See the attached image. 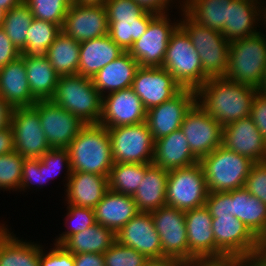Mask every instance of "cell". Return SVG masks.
I'll return each mask as SVG.
<instances>
[{
  "mask_svg": "<svg viewBox=\"0 0 266 266\" xmlns=\"http://www.w3.org/2000/svg\"><path fill=\"white\" fill-rule=\"evenodd\" d=\"M138 62L124 52L114 61L103 67L93 78V84L103 97L105 93L122 90L132 86Z\"/></svg>",
  "mask_w": 266,
  "mask_h": 266,
  "instance_id": "f546056e",
  "label": "cell"
},
{
  "mask_svg": "<svg viewBox=\"0 0 266 266\" xmlns=\"http://www.w3.org/2000/svg\"><path fill=\"white\" fill-rule=\"evenodd\" d=\"M11 234L5 225H0V266H40L42 246Z\"/></svg>",
  "mask_w": 266,
  "mask_h": 266,
  "instance_id": "d6a6232c",
  "label": "cell"
},
{
  "mask_svg": "<svg viewBox=\"0 0 266 266\" xmlns=\"http://www.w3.org/2000/svg\"><path fill=\"white\" fill-rule=\"evenodd\" d=\"M196 103V90L183 88L170 100L146 111V123L155 140L181 128L185 114Z\"/></svg>",
  "mask_w": 266,
  "mask_h": 266,
  "instance_id": "2e32d148",
  "label": "cell"
},
{
  "mask_svg": "<svg viewBox=\"0 0 266 266\" xmlns=\"http://www.w3.org/2000/svg\"><path fill=\"white\" fill-rule=\"evenodd\" d=\"M16 151L0 155V189L17 191L22 178L23 161Z\"/></svg>",
  "mask_w": 266,
  "mask_h": 266,
  "instance_id": "b9f144b4",
  "label": "cell"
},
{
  "mask_svg": "<svg viewBox=\"0 0 266 266\" xmlns=\"http://www.w3.org/2000/svg\"><path fill=\"white\" fill-rule=\"evenodd\" d=\"M72 172L109 177L114 165L111 140L106 127L86 124L68 146Z\"/></svg>",
  "mask_w": 266,
  "mask_h": 266,
  "instance_id": "7a4b0ae2",
  "label": "cell"
},
{
  "mask_svg": "<svg viewBox=\"0 0 266 266\" xmlns=\"http://www.w3.org/2000/svg\"><path fill=\"white\" fill-rule=\"evenodd\" d=\"M145 175V164L114 163L108 177L109 190L133 196Z\"/></svg>",
  "mask_w": 266,
  "mask_h": 266,
  "instance_id": "74e56055",
  "label": "cell"
},
{
  "mask_svg": "<svg viewBox=\"0 0 266 266\" xmlns=\"http://www.w3.org/2000/svg\"><path fill=\"white\" fill-rule=\"evenodd\" d=\"M208 188L200 162L168 173L166 205L190 210L205 205Z\"/></svg>",
  "mask_w": 266,
  "mask_h": 266,
  "instance_id": "ba28073f",
  "label": "cell"
},
{
  "mask_svg": "<svg viewBox=\"0 0 266 266\" xmlns=\"http://www.w3.org/2000/svg\"><path fill=\"white\" fill-rule=\"evenodd\" d=\"M162 67L182 88L197 90L209 79L190 37L180 26L170 36Z\"/></svg>",
  "mask_w": 266,
  "mask_h": 266,
  "instance_id": "8992f818",
  "label": "cell"
},
{
  "mask_svg": "<svg viewBox=\"0 0 266 266\" xmlns=\"http://www.w3.org/2000/svg\"><path fill=\"white\" fill-rule=\"evenodd\" d=\"M45 166L40 162L39 158H25L23 161L22 178L19 190L30 188V185L43 187L46 183Z\"/></svg>",
  "mask_w": 266,
  "mask_h": 266,
  "instance_id": "c3c4849f",
  "label": "cell"
},
{
  "mask_svg": "<svg viewBox=\"0 0 266 266\" xmlns=\"http://www.w3.org/2000/svg\"><path fill=\"white\" fill-rule=\"evenodd\" d=\"M232 0H184L183 11L196 23L221 31L227 21L228 5Z\"/></svg>",
  "mask_w": 266,
  "mask_h": 266,
  "instance_id": "e575fe53",
  "label": "cell"
},
{
  "mask_svg": "<svg viewBox=\"0 0 266 266\" xmlns=\"http://www.w3.org/2000/svg\"><path fill=\"white\" fill-rule=\"evenodd\" d=\"M108 190L107 176L72 172L66 183V201L68 205L94 209Z\"/></svg>",
  "mask_w": 266,
  "mask_h": 266,
  "instance_id": "d4e9b609",
  "label": "cell"
},
{
  "mask_svg": "<svg viewBox=\"0 0 266 266\" xmlns=\"http://www.w3.org/2000/svg\"><path fill=\"white\" fill-rule=\"evenodd\" d=\"M116 241V234L109 228L98 223L70 236L62 246L73 254H103Z\"/></svg>",
  "mask_w": 266,
  "mask_h": 266,
  "instance_id": "836d02e7",
  "label": "cell"
},
{
  "mask_svg": "<svg viewBox=\"0 0 266 266\" xmlns=\"http://www.w3.org/2000/svg\"><path fill=\"white\" fill-rule=\"evenodd\" d=\"M35 19L63 26L73 0H24Z\"/></svg>",
  "mask_w": 266,
  "mask_h": 266,
  "instance_id": "60d3db41",
  "label": "cell"
},
{
  "mask_svg": "<svg viewBox=\"0 0 266 266\" xmlns=\"http://www.w3.org/2000/svg\"><path fill=\"white\" fill-rule=\"evenodd\" d=\"M14 151V140L12 127L0 130V155Z\"/></svg>",
  "mask_w": 266,
  "mask_h": 266,
  "instance_id": "6f0895ef",
  "label": "cell"
},
{
  "mask_svg": "<svg viewBox=\"0 0 266 266\" xmlns=\"http://www.w3.org/2000/svg\"><path fill=\"white\" fill-rule=\"evenodd\" d=\"M244 188L266 205V161L254 162Z\"/></svg>",
  "mask_w": 266,
  "mask_h": 266,
  "instance_id": "7dc6e473",
  "label": "cell"
},
{
  "mask_svg": "<svg viewBox=\"0 0 266 266\" xmlns=\"http://www.w3.org/2000/svg\"><path fill=\"white\" fill-rule=\"evenodd\" d=\"M131 87L146 111L170 100L183 89L163 67H139Z\"/></svg>",
  "mask_w": 266,
  "mask_h": 266,
  "instance_id": "e0dca14e",
  "label": "cell"
},
{
  "mask_svg": "<svg viewBox=\"0 0 266 266\" xmlns=\"http://www.w3.org/2000/svg\"><path fill=\"white\" fill-rule=\"evenodd\" d=\"M199 160L193 155L181 129L154 141L153 164L166 171L191 166Z\"/></svg>",
  "mask_w": 266,
  "mask_h": 266,
  "instance_id": "cb8c5ba5",
  "label": "cell"
},
{
  "mask_svg": "<svg viewBox=\"0 0 266 266\" xmlns=\"http://www.w3.org/2000/svg\"><path fill=\"white\" fill-rule=\"evenodd\" d=\"M32 108L39 114L40 124L51 148H68L86 125L51 100H38Z\"/></svg>",
  "mask_w": 266,
  "mask_h": 266,
  "instance_id": "5bb4252c",
  "label": "cell"
},
{
  "mask_svg": "<svg viewBox=\"0 0 266 266\" xmlns=\"http://www.w3.org/2000/svg\"><path fill=\"white\" fill-rule=\"evenodd\" d=\"M14 151L24 158H40L51 147L40 124L39 114L32 107L14 108L11 114Z\"/></svg>",
  "mask_w": 266,
  "mask_h": 266,
  "instance_id": "9a60e30c",
  "label": "cell"
},
{
  "mask_svg": "<svg viewBox=\"0 0 266 266\" xmlns=\"http://www.w3.org/2000/svg\"><path fill=\"white\" fill-rule=\"evenodd\" d=\"M208 192H228L245 185L254 164L250 158L227 150L223 145L200 161Z\"/></svg>",
  "mask_w": 266,
  "mask_h": 266,
  "instance_id": "5b68a950",
  "label": "cell"
},
{
  "mask_svg": "<svg viewBox=\"0 0 266 266\" xmlns=\"http://www.w3.org/2000/svg\"><path fill=\"white\" fill-rule=\"evenodd\" d=\"M27 80L32 96L38 100H50L54 95L59 74L45 55H24Z\"/></svg>",
  "mask_w": 266,
  "mask_h": 266,
  "instance_id": "1f68e13d",
  "label": "cell"
},
{
  "mask_svg": "<svg viewBox=\"0 0 266 266\" xmlns=\"http://www.w3.org/2000/svg\"><path fill=\"white\" fill-rule=\"evenodd\" d=\"M157 15L146 10L135 20L108 21L109 36L124 52H128Z\"/></svg>",
  "mask_w": 266,
  "mask_h": 266,
  "instance_id": "8d00e7d4",
  "label": "cell"
},
{
  "mask_svg": "<svg viewBox=\"0 0 266 266\" xmlns=\"http://www.w3.org/2000/svg\"><path fill=\"white\" fill-rule=\"evenodd\" d=\"M179 26L188 34L196 49L204 73L209 77H224L228 70L230 42L217 30L206 28L192 20L184 11Z\"/></svg>",
  "mask_w": 266,
  "mask_h": 266,
  "instance_id": "52a82bcc",
  "label": "cell"
},
{
  "mask_svg": "<svg viewBox=\"0 0 266 266\" xmlns=\"http://www.w3.org/2000/svg\"><path fill=\"white\" fill-rule=\"evenodd\" d=\"M192 264L194 266H253L250 260L243 258L196 260Z\"/></svg>",
  "mask_w": 266,
  "mask_h": 266,
  "instance_id": "db71d44e",
  "label": "cell"
},
{
  "mask_svg": "<svg viewBox=\"0 0 266 266\" xmlns=\"http://www.w3.org/2000/svg\"><path fill=\"white\" fill-rule=\"evenodd\" d=\"M0 96L13 108L32 107L37 101L27 80L24 54L0 68Z\"/></svg>",
  "mask_w": 266,
  "mask_h": 266,
  "instance_id": "603a6c76",
  "label": "cell"
},
{
  "mask_svg": "<svg viewBox=\"0 0 266 266\" xmlns=\"http://www.w3.org/2000/svg\"><path fill=\"white\" fill-rule=\"evenodd\" d=\"M74 266H105L104 256L91 252L74 254Z\"/></svg>",
  "mask_w": 266,
  "mask_h": 266,
  "instance_id": "11a10c76",
  "label": "cell"
},
{
  "mask_svg": "<svg viewBox=\"0 0 266 266\" xmlns=\"http://www.w3.org/2000/svg\"><path fill=\"white\" fill-rule=\"evenodd\" d=\"M145 10L156 14H167L172 0H136Z\"/></svg>",
  "mask_w": 266,
  "mask_h": 266,
  "instance_id": "9f6ffc18",
  "label": "cell"
},
{
  "mask_svg": "<svg viewBox=\"0 0 266 266\" xmlns=\"http://www.w3.org/2000/svg\"><path fill=\"white\" fill-rule=\"evenodd\" d=\"M168 173L153 163H145V175L132 196L139 212H152L166 206Z\"/></svg>",
  "mask_w": 266,
  "mask_h": 266,
  "instance_id": "f1b7e54d",
  "label": "cell"
},
{
  "mask_svg": "<svg viewBox=\"0 0 266 266\" xmlns=\"http://www.w3.org/2000/svg\"><path fill=\"white\" fill-rule=\"evenodd\" d=\"M13 107L0 96V130L10 127Z\"/></svg>",
  "mask_w": 266,
  "mask_h": 266,
  "instance_id": "680465c9",
  "label": "cell"
},
{
  "mask_svg": "<svg viewBox=\"0 0 266 266\" xmlns=\"http://www.w3.org/2000/svg\"><path fill=\"white\" fill-rule=\"evenodd\" d=\"M261 7H262V9H260V17H262L261 18V20H264L263 22H264V24L266 23V7L265 8H263L264 6H262V5H260Z\"/></svg>",
  "mask_w": 266,
  "mask_h": 266,
  "instance_id": "a7ac6f4b",
  "label": "cell"
},
{
  "mask_svg": "<svg viewBox=\"0 0 266 266\" xmlns=\"http://www.w3.org/2000/svg\"><path fill=\"white\" fill-rule=\"evenodd\" d=\"M258 4L260 5L258 0L231 1L228 5L227 21L220 31L229 42L258 33L255 30L257 29L256 23L261 21V6Z\"/></svg>",
  "mask_w": 266,
  "mask_h": 266,
  "instance_id": "83f0119b",
  "label": "cell"
},
{
  "mask_svg": "<svg viewBox=\"0 0 266 266\" xmlns=\"http://www.w3.org/2000/svg\"><path fill=\"white\" fill-rule=\"evenodd\" d=\"M182 266H194L192 263H184Z\"/></svg>",
  "mask_w": 266,
  "mask_h": 266,
  "instance_id": "89a4df30",
  "label": "cell"
},
{
  "mask_svg": "<svg viewBox=\"0 0 266 266\" xmlns=\"http://www.w3.org/2000/svg\"><path fill=\"white\" fill-rule=\"evenodd\" d=\"M266 68V36L262 32L230 42L225 78L256 89Z\"/></svg>",
  "mask_w": 266,
  "mask_h": 266,
  "instance_id": "277c9868",
  "label": "cell"
},
{
  "mask_svg": "<svg viewBox=\"0 0 266 266\" xmlns=\"http://www.w3.org/2000/svg\"><path fill=\"white\" fill-rule=\"evenodd\" d=\"M123 53L109 35L80 42L78 75L93 78Z\"/></svg>",
  "mask_w": 266,
  "mask_h": 266,
  "instance_id": "484cf974",
  "label": "cell"
},
{
  "mask_svg": "<svg viewBox=\"0 0 266 266\" xmlns=\"http://www.w3.org/2000/svg\"><path fill=\"white\" fill-rule=\"evenodd\" d=\"M21 56V52L14 46L5 31L0 28V68Z\"/></svg>",
  "mask_w": 266,
  "mask_h": 266,
  "instance_id": "f5cc1de1",
  "label": "cell"
},
{
  "mask_svg": "<svg viewBox=\"0 0 266 266\" xmlns=\"http://www.w3.org/2000/svg\"><path fill=\"white\" fill-rule=\"evenodd\" d=\"M105 266H145L148 258L115 241L104 253Z\"/></svg>",
  "mask_w": 266,
  "mask_h": 266,
  "instance_id": "ee69618b",
  "label": "cell"
},
{
  "mask_svg": "<svg viewBox=\"0 0 266 266\" xmlns=\"http://www.w3.org/2000/svg\"><path fill=\"white\" fill-rule=\"evenodd\" d=\"M40 162L45 166L46 181L60 174L62 166L67 168V182L72 173L68 148H51L40 158ZM54 175V176H53Z\"/></svg>",
  "mask_w": 266,
  "mask_h": 266,
  "instance_id": "f6af8a7d",
  "label": "cell"
},
{
  "mask_svg": "<svg viewBox=\"0 0 266 266\" xmlns=\"http://www.w3.org/2000/svg\"><path fill=\"white\" fill-rule=\"evenodd\" d=\"M250 118L266 140V96L259 92L252 101Z\"/></svg>",
  "mask_w": 266,
  "mask_h": 266,
  "instance_id": "816d5d0a",
  "label": "cell"
},
{
  "mask_svg": "<svg viewBox=\"0 0 266 266\" xmlns=\"http://www.w3.org/2000/svg\"><path fill=\"white\" fill-rule=\"evenodd\" d=\"M104 6L108 21L135 20L146 11L136 0H108Z\"/></svg>",
  "mask_w": 266,
  "mask_h": 266,
  "instance_id": "bcb514c9",
  "label": "cell"
},
{
  "mask_svg": "<svg viewBox=\"0 0 266 266\" xmlns=\"http://www.w3.org/2000/svg\"><path fill=\"white\" fill-rule=\"evenodd\" d=\"M24 0H0V8L6 12L21 4Z\"/></svg>",
  "mask_w": 266,
  "mask_h": 266,
  "instance_id": "6125c7cd",
  "label": "cell"
},
{
  "mask_svg": "<svg viewBox=\"0 0 266 266\" xmlns=\"http://www.w3.org/2000/svg\"><path fill=\"white\" fill-rule=\"evenodd\" d=\"M114 163H152L154 139L146 122L107 128Z\"/></svg>",
  "mask_w": 266,
  "mask_h": 266,
  "instance_id": "30bf717a",
  "label": "cell"
},
{
  "mask_svg": "<svg viewBox=\"0 0 266 266\" xmlns=\"http://www.w3.org/2000/svg\"><path fill=\"white\" fill-rule=\"evenodd\" d=\"M94 212L96 223L116 234L139 210L132 196L108 190L95 206Z\"/></svg>",
  "mask_w": 266,
  "mask_h": 266,
  "instance_id": "4316f807",
  "label": "cell"
},
{
  "mask_svg": "<svg viewBox=\"0 0 266 266\" xmlns=\"http://www.w3.org/2000/svg\"><path fill=\"white\" fill-rule=\"evenodd\" d=\"M205 206L208 208L212 218L219 215L230 214V191L228 192H209Z\"/></svg>",
  "mask_w": 266,
  "mask_h": 266,
  "instance_id": "f907efd6",
  "label": "cell"
},
{
  "mask_svg": "<svg viewBox=\"0 0 266 266\" xmlns=\"http://www.w3.org/2000/svg\"><path fill=\"white\" fill-rule=\"evenodd\" d=\"M67 209L66 223L69 222L68 224H70L71 222V226L69 227L68 225L67 229L69 230L60 234L58 239H55V244L58 245H62L70 236L96 224L94 209L75 205H68Z\"/></svg>",
  "mask_w": 266,
  "mask_h": 266,
  "instance_id": "7bdbcfd3",
  "label": "cell"
},
{
  "mask_svg": "<svg viewBox=\"0 0 266 266\" xmlns=\"http://www.w3.org/2000/svg\"><path fill=\"white\" fill-rule=\"evenodd\" d=\"M150 213L160 237L163 257L189 263L185 211L166 205Z\"/></svg>",
  "mask_w": 266,
  "mask_h": 266,
  "instance_id": "4fadbf2b",
  "label": "cell"
},
{
  "mask_svg": "<svg viewBox=\"0 0 266 266\" xmlns=\"http://www.w3.org/2000/svg\"><path fill=\"white\" fill-rule=\"evenodd\" d=\"M77 42L109 35V23L105 6L72 3L61 28Z\"/></svg>",
  "mask_w": 266,
  "mask_h": 266,
  "instance_id": "d6986e66",
  "label": "cell"
},
{
  "mask_svg": "<svg viewBox=\"0 0 266 266\" xmlns=\"http://www.w3.org/2000/svg\"><path fill=\"white\" fill-rule=\"evenodd\" d=\"M33 19L31 9L24 1L5 14L1 28L19 51L26 46L27 32Z\"/></svg>",
  "mask_w": 266,
  "mask_h": 266,
  "instance_id": "ab89813d",
  "label": "cell"
},
{
  "mask_svg": "<svg viewBox=\"0 0 266 266\" xmlns=\"http://www.w3.org/2000/svg\"><path fill=\"white\" fill-rule=\"evenodd\" d=\"M50 100L85 124H98L101 119L102 96L92 78L81 75L59 76Z\"/></svg>",
  "mask_w": 266,
  "mask_h": 266,
  "instance_id": "3957f363",
  "label": "cell"
},
{
  "mask_svg": "<svg viewBox=\"0 0 266 266\" xmlns=\"http://www.w3.org/2000/svg\"><path fill=\"white\" fill-rule=\"evenodd\" d=\"M47 254L40 248V266H74V254L62 245L54 244Z\"/></svg>",
  "mask_w": 266,
  "mask_h": 266,
  "instance_id": "681fc988",
  "label": "cell"
},
{
  "mask_svg": "<svg viewBox=\"0 0 266 266\" xmlns=\"http://www.w3.org/2000/svg\"><path fill=\"white\" fill-rule=\"evenodd\" d=\"M61 26L33 19L27 32L26 46L20 51L24 55H45L47 49L61 32Z\"/></svg>",
  "mask_w": 266,
  "mask_h": 266,
  "instance_id": "f35d334b",
  "label": "cell"
},
{
  "mask_svg": "<svg viewBox=\"0 0 266 266\" xmlns=\"http://www.w3.org/2000/svg\"><path fill=\"white\" fill-rule=\"evenodd\" d=\"M5 14H6V11L4 9L0 8V28L2 27V24L4 22Z\"/></svg>",
  "mask_w": 266,
  "mask_h": 266,
  "instance_id": "003e7915",
  "label": "cell"
},
{
  "mask_svg": "<svg viewBox=\"0 0 266 266\" xmlns=\"http://www.w3.org/2000/svg\"><path fill=\"white\" fill-rule=\"evenodd\" d=\"M212 219L205 205L185 211L189 263L196 260L215 259Z\"/></svg>",
  "mask_w": 266,
  "mask_h": 266,
  "instance_id": "7402d4cb",
  "label": "cell"
},
{
  "mask_svg": "<svg viewBox=\"0 0 266 266\" xmlns=\"http://www.w3.org/2000/svg\"><path fill=\"white\" fill-rule=\"evenodd\" d=\"M258 92L260 94L266 96V68H265V73H264V77H263L262 83L258 87Z\"/></svg>",
  "mask_w": 266,
  "mask_h": 266,
  "instance_id": "03108f58",
  "label": "cell"
},
{
  "mask_svg": "<svg viewBox=\"0 0 266 266\" xmlns=\"http://www.w3.org/2000/svg\"><path fill=\"white\" fill-rule=\"evenodd\" d=\"M230 214L258 238L266 229V205L244 187L230 191Z\"/></svg>",
  "mask_w": 266,
  "mask_h": 266,
  "instance_id": "4dcf8cb0",
  "label": "cell"
},
{
  "mask_svg": "<svg viewBox=\"0 0 266 266\" xmlns=\"http://www.w3.org/2000/svg\"><path fill=\"white\" fill-rule=\"evenodd\" d=\"M102 97L99 125L106 128L136 125L146 121V109L132 87Z\"/></svg>",
  "mask_w": 266,
  "mask_h": 266,
  "instance_id": "ac0fdd59",
  "label": "cell"
},
{
  "mask_svg": "<svg viewBox=\"0 0 266 266\" xmlns=\"http://www.w3.org/2000/svg\"><path fill=\"white\" fill-rule=\"evenodd\" d=\"M168 14H158L128 53L140 67H162L171 34L179 22L170 23Z\"/></svg>",
  "mask_w": 266,
  "mask_h": 266,
  "instance_id": "7c38bea8",
  "label": "cell"
},
{
  "mask_svg": "<svg viewBox=\"0 0 266 266\" xmlns=\"http://www.w3.org/2000/svg\"><path fill=\"white\" fill-rule=\"evenodd\" d=\"M184 263L172 257L148 259L145 266H182Z\"/></svg>",
  "mask_w": 266,
  "mask_h": 266,
  "instance_id": "91938a15",
  "label": "cell"
},
{
  "mask_svg": "<svg viewBox=\"0 0 266 266\" xmlns=\"http://www.w3.org/2000/svg\"><path fill=\"white\" fill-rule=\"evenodd\" d=\"M258 89L226 79L209 78L196 90V102L222 127L250 117Z\"/></svg>",
  "mask_w": 266,
  "mask_h": 266,
  "instance_id": "6da1fadb",
  "label": "cell"
},
{
  "mask_svg": "<svg viewBox=\"0 0 266 266\" xmlns=\"http://www.w3.org/2000/svg\"><path fill=\"white\" fill-rule=\"evenodd\" d=\"M254 256H265L266 257V229L258 237V247Z\"/></svg>",
  "mask_w": 266,
  "mask_h": 266,
  "instance_id": "94428289",
  "label": "cell"
},
{
  "mask_svg": "<svg viewBox=\"0 0 266 266\" xmlns=\"http://www.w3.org/2000/svg\"><path fill=\"white\" fill-rule=\"evenodd\" d=\"M116 241L135 249L148 259L163 257L160 237L151 213L138 212L116 233Z\"/></svg>",
  "mask_w": 266,
  "mask_h": 266,
  "instance_id": "ffe728a7",
  "label": "cell"
},
{
  "mask_svg": "<svg viewBox=\"0 0 266 266\" xmlns=\"http://www.w3.org/2000/svg\"><path fill=\"white\" fill-rule=\"evenodd\" d=\"M107 1L108 0H73L76 4L91 6H104Z\"/></svg>",
  "mask_w": 266,
  "mask_h": 266,
  "instance_id": "be15d7a7",
  "label": "cell"
},
{
  "mask_svg": "<svg viewBox=\"0 0 266 266\" xmlns=\"http://www.w3.org/2000/svg\"><path fill=\"white\" fill-rule=\"evenodd\" d=\"M45 56L59 76L78 75L80 42L61 31Z\"/></svg>",
  "mask_w": 266,
  "mask_h": 266,
  "instance_id": "d590c367",
  "label": "cell"
},
{
  "mask_svg": "<svg viewBox=\"0 0 266 266\" xmlns=\"http://www.w3.org/2000/svg\"><path fill=\"white\" fill-rule=\"evenodd\" d=\"M222 145L254 162L266 161V140L250 117L223 127Z\"/></svg>",
  "mask_w": 266,
  "mask_h": 266,
  "instance_id": "44dd1931",
  "label": "cell"
},
{
  "mask_svg": "<svg viewBox=\"0 0 266 266\" xmlns=\"http://www.w3.org/2000/svg\"><path fill=\"white\" fill-rule=\"evenodd\" d=\"M253 266H266V257L265 256H253L251 259Z\"/></svg>",
  "mask_w": 266,
  "mask_h": 266,
  "instance_id": "e7e4bbea",
  "label": "cell"
},
{
  "mask_svg": "<svg viewBox=\"0 0 266 266\" xmlns=\"http://www.w3.org/2000/svg\"><path fill=\"white\" fill-rule=\"evenodd\" d=\"M215 239V259L253 258L258 247V238L235 216L219 215L212 219Z\"/></svg>",
  "mask_w": 266,
  "mask_h": 266,
  "instance_id": "9c48e42d",
  "label": "cell"
},
{
  "mask_svg": "<svg viewBox=\"0 0 266 266\" xmlns=\"http://www.w3.org/2000/svg\"><path fill=\"white\" fill-rule=\"evenodd\" d=\"M180 129L199 161L222 146L223 127L197 102L185 114Z\"/></svg>",
  "mask_w": 266,
  "mask_h": 266,
  "instance_id": "8fae6325",
  "label": "cell"
}]
</instances>
